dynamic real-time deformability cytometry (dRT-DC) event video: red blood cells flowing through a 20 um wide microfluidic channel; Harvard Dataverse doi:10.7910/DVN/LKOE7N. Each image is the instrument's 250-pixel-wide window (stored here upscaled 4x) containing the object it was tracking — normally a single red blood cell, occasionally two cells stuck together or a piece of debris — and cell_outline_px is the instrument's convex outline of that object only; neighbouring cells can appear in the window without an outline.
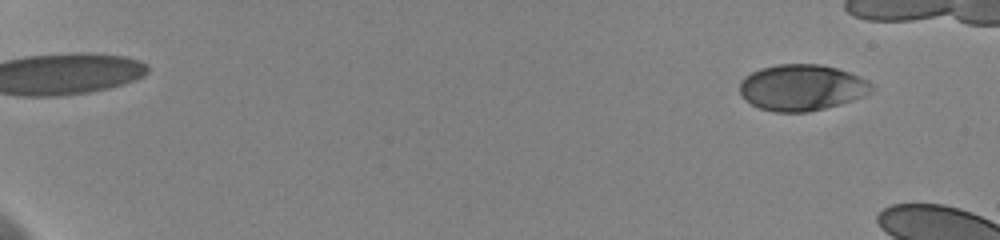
{"species": "human", "species_latin": "Homo sapiens", "temperature_condition": "cold", "stored_images_in_passage": 14, "camera_frame_rate_fps": 3000, "um_per_image_px": 0.085, "donor": {"sex": "female"}, "frame": {"image": 1, "passage_image": 5, "time_ms": 1.333, "image_size_px": [1000, 240], "cell_outline_px": [[876, 88], [872, 92], [864, 96], [840, 104], [808, 112], [776, 112], [760, 108], [752, 104], [740, 92], [740, 80], [744, 76], [760, 68], [776, 64], [820, 64], [836, 68], [860, 76], [868, 80]], "centroid_in_image_um": [68.18, 7.43], "position_along_channel_um": 16.8, "area_um2": 35.55}}